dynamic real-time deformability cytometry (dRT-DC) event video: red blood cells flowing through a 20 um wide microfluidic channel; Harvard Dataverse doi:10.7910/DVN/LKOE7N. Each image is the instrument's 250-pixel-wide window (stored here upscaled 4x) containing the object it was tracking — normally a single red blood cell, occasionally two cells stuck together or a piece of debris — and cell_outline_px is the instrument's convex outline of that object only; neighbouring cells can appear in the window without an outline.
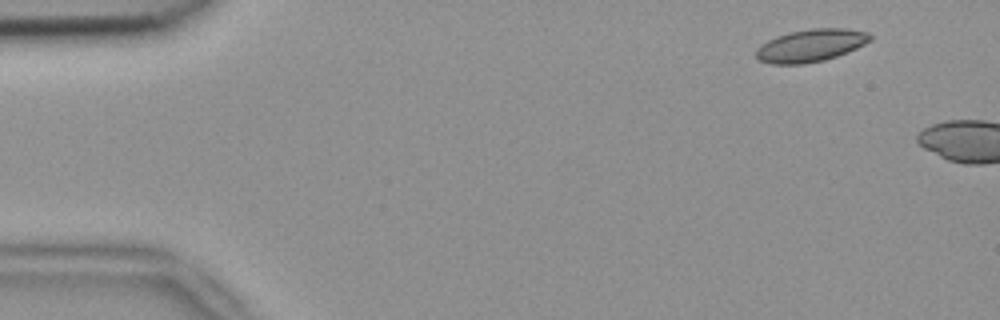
{"species": "common noctule bat (a hibernating species)", "species_latin": "Nyctalus noctula", "temperature_condition": "room temperature", "stored_images_in_passage": 2, "camera_frame_rate_fps": 3000, "um_per_image_px": 0.085, "animal": {"sex": "female", "body_mass_g": 18.4}, "frame": {"image": 1, "passage_image": 1, "time_ms": 0.0, "image_size_px": [1000, 320], "cell_outline_px": [[872, 40], [856, 48], [836, 56], [824, 60], [804, 64], [772, 64], [756, 60], [756, 48], [760, 44], [776, 36], [788, 32], [812, 28], [844, 28], [868, 32], [872, 36]], "centroid_in_image_um": [68.88, 3.86], "position_along_channel_um": 16.1, "area_um2": 21.79}}